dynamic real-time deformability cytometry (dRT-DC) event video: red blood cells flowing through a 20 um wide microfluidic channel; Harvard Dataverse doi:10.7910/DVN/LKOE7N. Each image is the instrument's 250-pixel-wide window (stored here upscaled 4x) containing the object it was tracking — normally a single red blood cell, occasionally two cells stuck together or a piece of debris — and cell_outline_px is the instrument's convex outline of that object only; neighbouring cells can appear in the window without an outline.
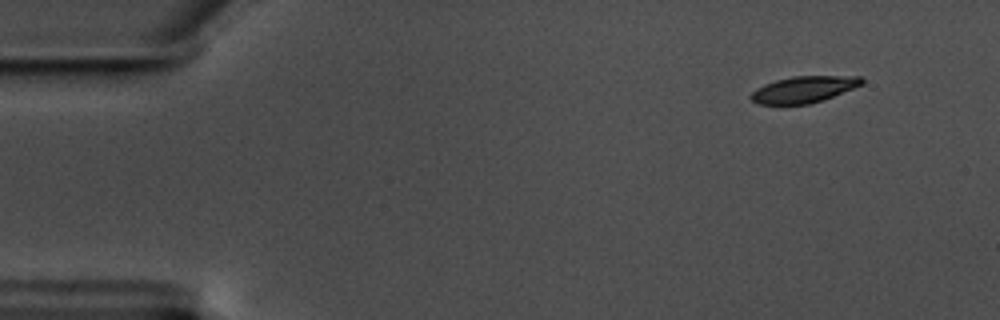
{"species": "common noctule bat (a hibernating species)", "species_latin": "Nyctalus noctula", "temperature_condition": "warm", "stored_images_in_passage": 54, "camera_frame_rate_fps": 3000, "um_per_image_px": 0.085, "animal": {"sex": "male", "body_mass_g": 17.5, "forearm_length_mm": 52.3}, "frame": {"image": 1, "passage_image": 1, "time_ms": 0.0, "image_size_px": [1000, 320], "cell_outline_px": [[864, 84], [824, 100], [808, 104], [760, 104], [752, 100], [748, 96], [756, 88], [764, 84], [776, 80], [792, 76], [860, 76], [864, 80]], "centroid_in_image_um": [68.33, 7.6], "position_along_channel_um": 16.7, "area_um2": 17.17}}
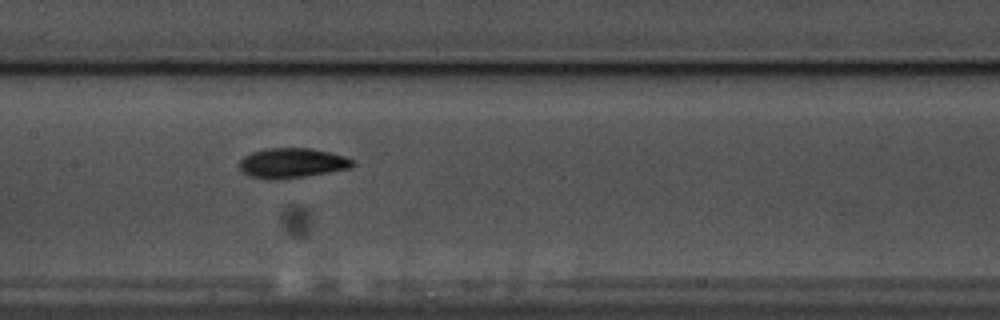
{"frame": {"image": 2, "passage_image": 24, "time_ms": 7.667, "image_size_px": [1000, 320], "cell_outline_px": [[356, 164], [352, 168], [304, 176], [276, 180], [268, 180], [248, 176], [240, 168], [240, 160], [244, 156], [252, 152], [264, 148], [308, 148], [332, 152], [356, 160]], "centroid_in_image_um": [24.85, 13.85], "position_along_channel_um": 182.5, "area_um2": 19.94}}
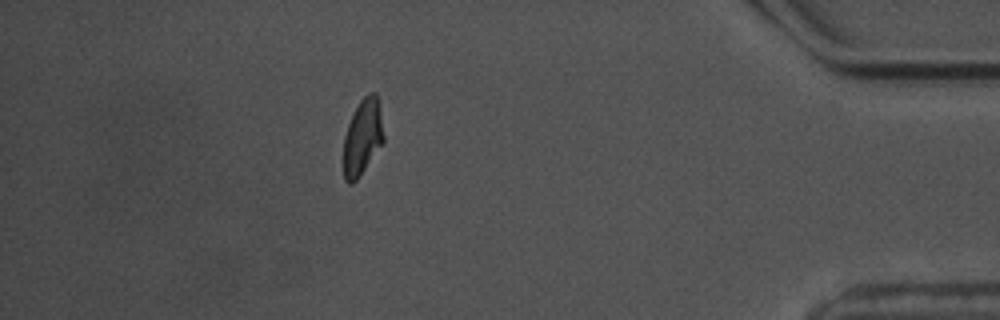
{"frame": {"image": 3, "passage_image": 47, "time_ms": 15.333, "image_size_px": [1000, 320], "cell_outline_px": [[384, 144], [356, 180], [352, 184], [348, 184], [344, 180], [344, 136], [348, 124], [360, 100], [368, 92], [376, 92], [380, 100], [384, 136]], "centroid_in_image_um": [30.86, 11.63], "position_along_channel_um": 404.3, "area_um2": 18.09}, "authors_computed_cell_mechanics": {"area_um2": 18.5249, "velocity_mm_per_s": 3.5068, "shape_relaxation_time_tau1_ms": 3.1787, "shape_relaxation_time_tau2_ms": 4.0215, "deformation_change_tau1": 0.134, "deformation_change_tau2": 0.0892}}